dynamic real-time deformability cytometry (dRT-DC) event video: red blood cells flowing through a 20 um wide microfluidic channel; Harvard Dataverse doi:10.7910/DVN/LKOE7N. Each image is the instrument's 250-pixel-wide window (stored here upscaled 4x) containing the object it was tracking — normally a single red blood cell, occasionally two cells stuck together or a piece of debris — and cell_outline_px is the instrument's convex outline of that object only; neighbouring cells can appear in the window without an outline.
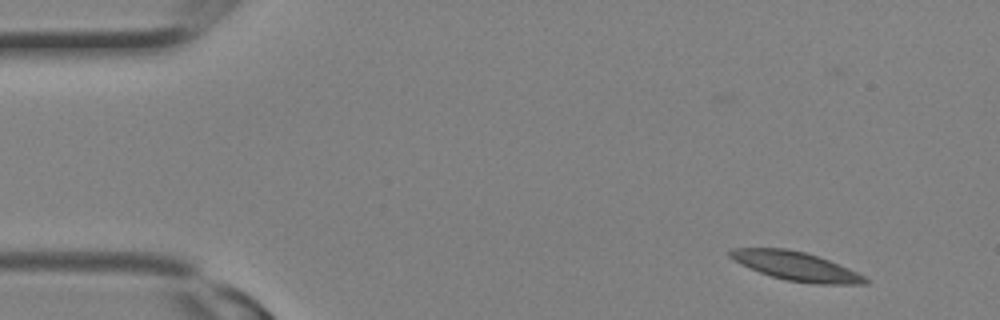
{"species": "Egyptian fruit bat (a non-hibernating species)", "species_latin": "Rousettus aegyptiacus", "temperature_condition": "room temperature", "stored_images_in_passage": 2, "camera_frame_rate_fps": 3000, "um_per_image_px": 0.085, "animal": {"sex": "female"}, "frame": {"image": 1, "passage_image": 1, "time_ms": 0.0, "image_size_px": [1000, 320], "cell_outline_px": [[868, 284], [816, 284], [788, 280], [772, 276], [760, 272], [728, 256], [728, 252], [732, 248], [784, 248], [804, 252], [828, 260], [848, 268], [864, 276], [868, 280]], "centroid_in_image_um": [67.68, 22.62], "position_along_channel_um": 17.3, "area_um2": 22.14}}